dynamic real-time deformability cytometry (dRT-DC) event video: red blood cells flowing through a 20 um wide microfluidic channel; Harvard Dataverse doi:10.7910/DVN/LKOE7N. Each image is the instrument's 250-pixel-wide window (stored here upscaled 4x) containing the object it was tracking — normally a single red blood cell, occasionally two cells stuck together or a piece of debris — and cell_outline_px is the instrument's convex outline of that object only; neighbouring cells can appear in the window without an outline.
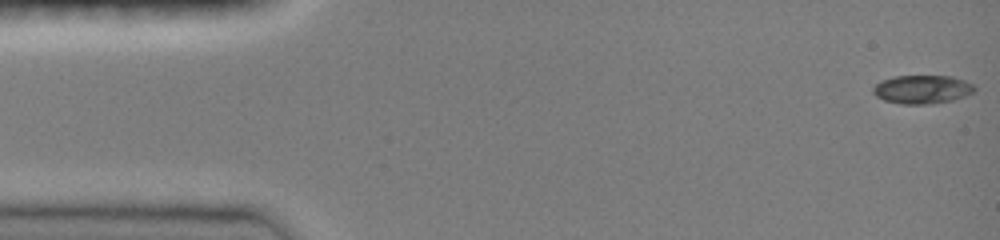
{"species": "common noctule bat (a hibernating species)", "species_latin": "Nyctalus noctula", "temperature_condition": "room temperature", "stored_images_in_passage": 8, "camera_frame_rate_fps": 3000, "um_per_image_px": 0.085, "animal": {"sex": "female", "body_mass_g": 19.0, "forearm_length_mm": 51.5}, "frame": {"image": 1, "passage_image": 1, "time_ms": 0.0, "image_size_px": [1000, 240], "cell_outline_px": [[976, 88], [972, 92], [964, 96], [952, 100], [928, 104], [900, 104], [884, 100], [876, 96], [872, 92], [872, 88], [880, 80], [892, 76], [952, 76], [964, 80], [972, 84]], "centroid_in_image_um": [78.34, 7.59], "position_along_channel_um": 6.7, "area_um2": 16.88}}
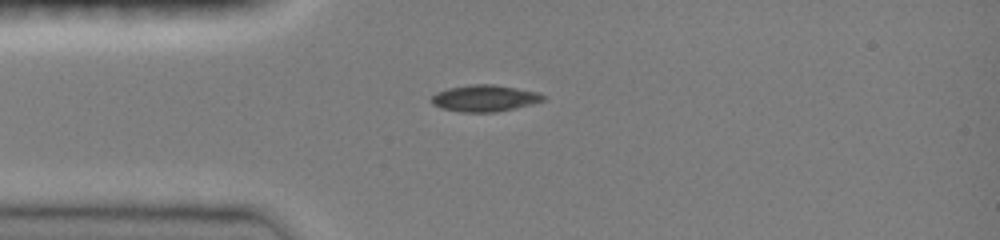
{"frame": {"image": 2, "passage_image": 6, "time_ms": 3.667, "image_size_px": [1000, 240], "cell_outline_px": [[544, 100], [532, 104], [516, 108], [496, 112], [460, 112], [440, 108], [432, 104], [432, 96], [436, 92], [448, 88], [472, 84], [496, 84], [536, 92], [544, 96]], "centroid_in_image_um": [41.16, 8.35], "position_along_channel_um": 43.8, "area_um2": 17.28}}